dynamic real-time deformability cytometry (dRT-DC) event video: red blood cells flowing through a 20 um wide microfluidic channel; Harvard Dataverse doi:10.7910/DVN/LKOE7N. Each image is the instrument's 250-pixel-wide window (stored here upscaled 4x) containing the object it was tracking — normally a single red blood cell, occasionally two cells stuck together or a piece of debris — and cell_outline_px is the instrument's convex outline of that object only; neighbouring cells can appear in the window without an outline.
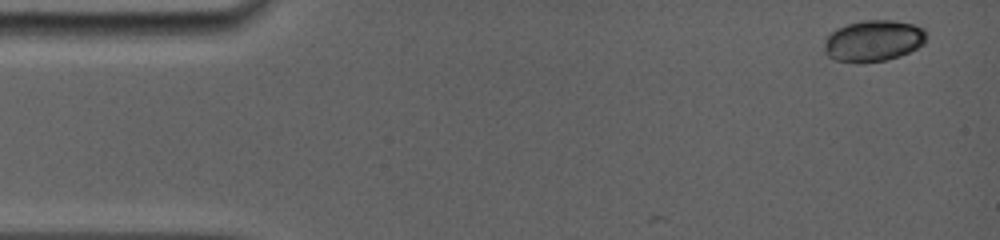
{"species": "common noctule bat (a hibernating species)", "species_latin": "Nyctalus noctula", "temperature_condition": "room temperature", "stored_images_in_passage": 4, "camera_frame_rate_fps": 5000, "um_per_image_px": 0.085, "animal": {"sex": "female", "body_mass_g": 19.0, "forearm_length_mm": 56.7}, "frame": {"image": 1, "passage_image": 1, "time_ms": 0.0, "image_size_px": [1000, 240], "cell_outline_px": [[928, 36], [924, 44], [900, 56], [884, 60], [832, 60], [824, 52], [824, 40], [836, 28], [848, 24], [864, 20], [896, 20], [912, 24], [924, 28]], "centroid_in_image_um": [74.27, 3.43], "position_along_channel_um": 10.7, "area_um2": 24.22}}